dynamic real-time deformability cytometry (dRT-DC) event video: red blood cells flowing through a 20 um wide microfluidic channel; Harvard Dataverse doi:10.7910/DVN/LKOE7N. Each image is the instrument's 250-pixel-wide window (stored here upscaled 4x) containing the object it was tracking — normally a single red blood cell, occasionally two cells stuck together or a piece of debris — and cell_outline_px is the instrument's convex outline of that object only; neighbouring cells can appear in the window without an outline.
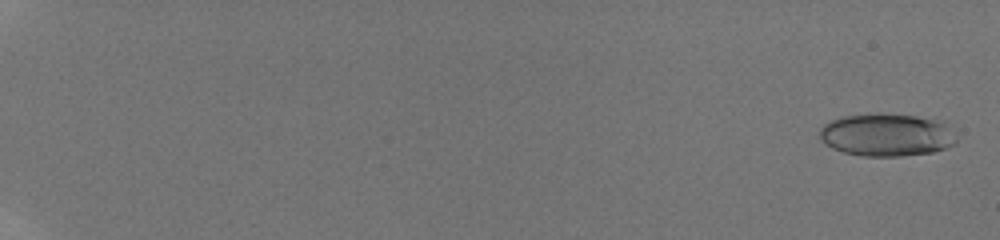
{"species": "human", "species_latin": "Homo sapiens", "temperature_condition": "room temperature", "stored_images_in_passage": 57, "camera_frame_rate_fps": 3000, "um_per_image_px": 0.085, "donor": {"sex": "male"}, "frame": {"image": 1, "passage_image": 2, "time_ms": 0.333, "image_size_px": [1000, 240], "cell_outline_px": [[956, 144], [932, 152], [900, 156], [860, 156], [844, 152], [832, 148], [824, 144], [820, 140], [820, 128], [824, 124], [840, 116], [880, 112], [916, 116], [944, 120], [956, 136]], "centroid_in_image_um": [75.36, 11.44], "position_along_channel_um": 9.6, "area_um2": 34.62}}
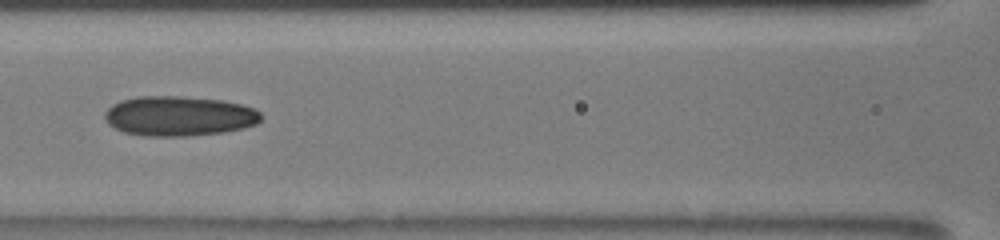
{"frame": {"image": 2, "passage_image": 32, "time_ms": 10.0, "image_size_px": [1000, 240], "cell_outline_px": [[260, 120], [256, 124], [244, 128], [224, 132], [184, 136], [144, 136], [124, 132], [108, 124], [104, 120], [104, 112], [112, 104], [120, 100], [140, 96], [180, 96], [224, 100], [240, 104], [252, 108], [260, 112]], "centroid_in_image_um": [15.18, 9.86], "position_along_channel_um": 151.4, "area_um2": 36.41}}
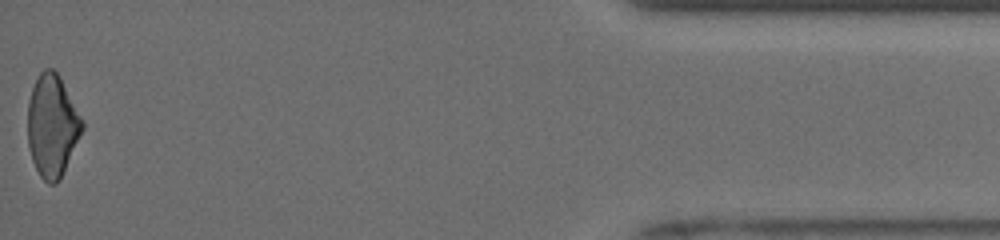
{"frame": {"image": 3, "passage_image": 57, "time_ms": 18.667, "image_size_px": [1000, 240], "cell_outline_px": [[84, 128], [60, 180], [56, 184], [48, 184], [40, 176], [32, 160], [28, 144], [28, 100], [32, 88], [40, 72], [44, 68], [52, 68], [60, 76], [84, 120]], "centroid_in_image_um": [4.45, 10.69], "position_along_channel_um": 430.7, "area_um2": 32.66}, "authors_computed_cell_mechanics": {"area_um2": 33.6974, "velocity_mm_per_s": 3.98, "shape_relaxation_time_tau1_ms": 9.2783, "shape_relaxation_time_tau2_ms": 3.6111, "deformation_change_tau1": 0.167, "deformation_change_tau2": 0.1116}}